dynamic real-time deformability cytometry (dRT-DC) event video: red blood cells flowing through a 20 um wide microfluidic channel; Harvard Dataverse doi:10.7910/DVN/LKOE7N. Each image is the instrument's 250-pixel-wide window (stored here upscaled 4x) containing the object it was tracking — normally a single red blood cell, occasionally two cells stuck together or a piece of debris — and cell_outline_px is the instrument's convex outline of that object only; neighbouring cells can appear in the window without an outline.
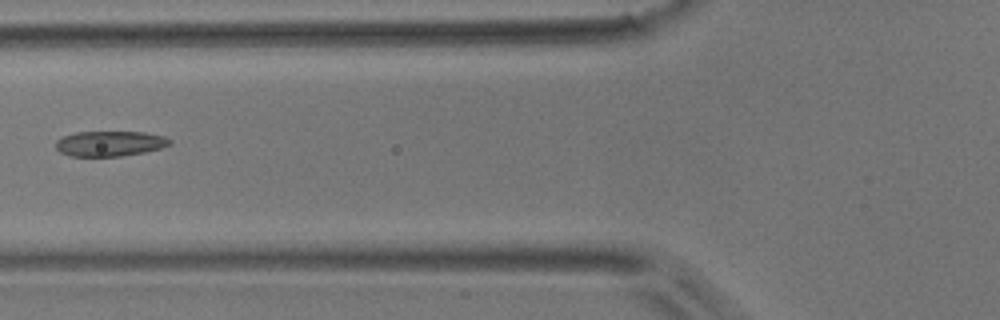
{"species": "common noctule bat (a hibernating species)", "species_latin": "Nyctalus noctula", "temperature_condition": "room temperature", "stored_images_in_passage": 7, "camera_frame_rate_fps": 3000, "um_per_image_px": 0.085, "animal": {"sex": "male", "body_mass_g": 17.9}, "frame": {"image": 1, "passage_image": 6, "time_ms": 6.0, "image_size_px": [1000, 320], "cell_outline_px": [[172, 144], [160, 148], [144, 152], [120, 156], [72, 156], [60, 152], [56, 148], [56, 140], [64, 136], [76, 132], [144, 132], [164, 136], [172, 140]], "centroid_in_image_um": [9.35, 12.2], "position_along_channel_um": 116.4, "area_um2": 16.7}}
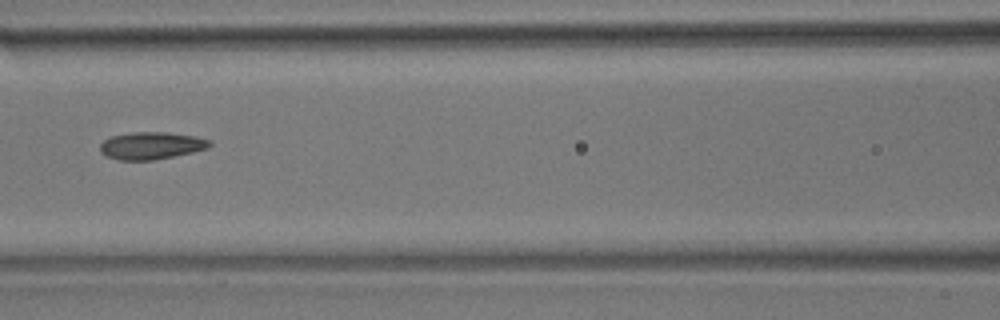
{"frame": {"image": 2, "passage_image": 7, "time_ms": 7.0, "image_size_px": [1000, 320], "cell_outline_px": [[212, 144], [208, 148], [192, 152], [152, 160], [120, 160], [104, 156], [100, 152], [100, 144], [104, 140], [112, 136], [132, 132], [164, 132], [196, 136], [212, 140]], "centroid_in_image_um": [12.85, 12.37], "position_along_channel_um": 153.7, "area_um2": 17.46}}